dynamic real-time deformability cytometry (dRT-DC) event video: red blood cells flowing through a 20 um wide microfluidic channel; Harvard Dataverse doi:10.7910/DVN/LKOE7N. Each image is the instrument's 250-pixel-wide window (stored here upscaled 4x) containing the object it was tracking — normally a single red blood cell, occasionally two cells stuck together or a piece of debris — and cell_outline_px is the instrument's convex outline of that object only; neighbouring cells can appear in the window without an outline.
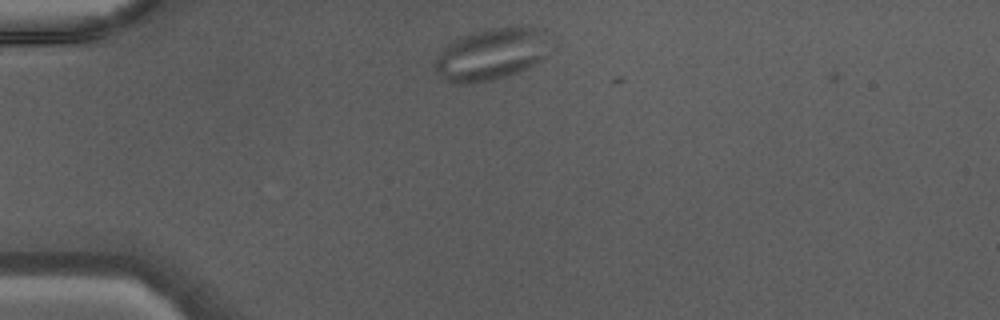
{"species": "Egyptian fruit bat (a non-hibernating species)", "species_latin": "Rousettus aegyptiacus", "temperature_condition": "warm", "stored_images_in_passage": 35, "camera_frame_rate_fps": 3000, "um_per_image_px": 0.085, "animal": {"sex": "male"}, "frame": {"image": 1, "passage_image": 2, "time_ms": 0.333, "image_size_px": [1000, 320], "cell_outline_px": [[560, 48], [548, 56], [528, 68], [508, 76], [492, 80], [468, 84], [460, 84], [448, 80], [436, 68], [436, 60], [440, 52], [448, 44], [460, 36], [508, 24], [520, 24], [536, 28], [556, 36]], "centroid_in_image_um": [42.05, 4.53], "position_along_channel_um": 43.0, "area_um2": 36.3}}
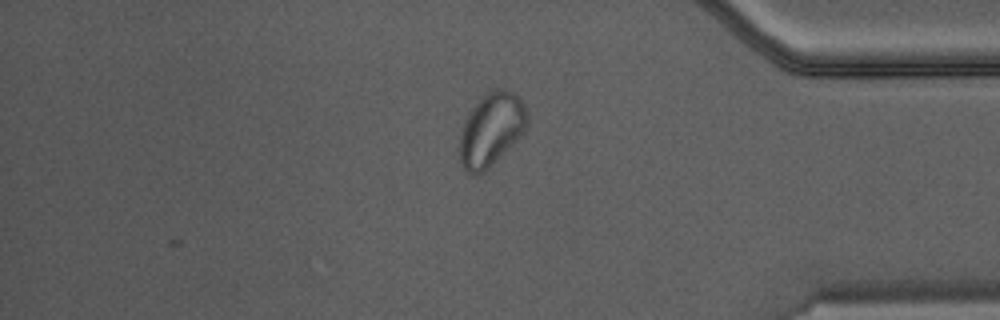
{"frame": {"image": 2, "passage_image": 29, "time_ms": 9.333, "image_size_px": [1000, 320], "cell_outline_px": [[528, 128], [480, 176], [476, 176], [464, 172], [460, 160], [460, 136], [464, 124], [472, 108], [484, 92], [492, 88], [508, 88], [520, 96], [528, 112]], "centroid_in_image_um": [41.78, 10.97], "position_along_channel_um": 393.4, "area_um2": 29.19}}